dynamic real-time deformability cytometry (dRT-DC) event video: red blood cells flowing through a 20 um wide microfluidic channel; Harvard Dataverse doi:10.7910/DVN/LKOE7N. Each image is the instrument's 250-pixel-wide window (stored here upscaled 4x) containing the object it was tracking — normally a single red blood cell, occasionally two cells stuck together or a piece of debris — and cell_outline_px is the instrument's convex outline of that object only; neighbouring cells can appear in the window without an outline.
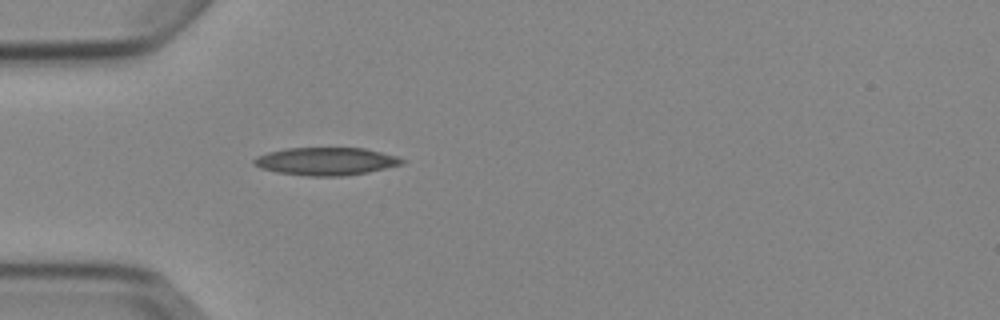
{"species": "Egyptian fruit bat (a non-hibernating species)", "species_latin": "Rousettus aegyptiacus", "temperature_condition": "cold", "stored_images_in_passage": 4, "camera_frame_rate_fps": 3000, "um_per_image_px": 0.085, "animal": {"sex": "female"}, "frame": {"image": 1, "passage_image": 4, "time_ms": 4.667, "image_size_px": [1000, 320], "cell_outline_px": [[408, 160], [404, 164], [368, 172], [344, 176], [308, 176], [276, 172], [260, 168], [252, 164], [252, 160], [256, 156], [268, 152], [288, 148], [364, 148], [396, 156]], "centroid_in_image_um": [27.71, 13.71], "position_along_channel_um": 57.3, "area_um2": 24.1}}